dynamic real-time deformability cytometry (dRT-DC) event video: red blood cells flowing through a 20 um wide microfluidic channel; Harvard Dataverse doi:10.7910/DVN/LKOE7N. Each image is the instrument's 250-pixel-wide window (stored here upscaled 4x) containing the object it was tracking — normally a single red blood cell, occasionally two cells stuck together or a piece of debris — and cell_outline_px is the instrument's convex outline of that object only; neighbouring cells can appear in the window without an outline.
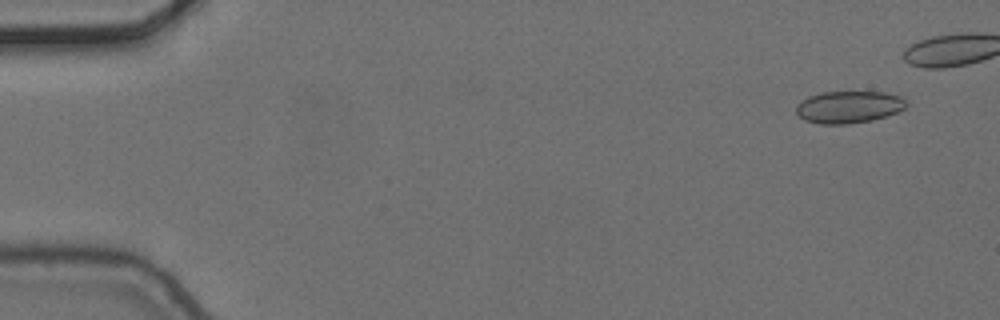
{"species": "common noctule bat (a hibernating species)", "species_latin": "Nyctalus noctula", "temperature_condition": "cold", "stored_images_in_passage": 3, "camera_frame_rate_fps": 3000, "um_per_image_px": 0.085, "animal": {"sex": "female", "body_mass_g": 24.6, "forearm_length_mm": 56.2}, "frame": {"image": 1, "passage_image": 1, "time_ms": 0.0, "image_size_px": [1000, 320], "cell_outline_px": [[904, 108], [896, 112], [872, 120], [848, 124], [820, 124], [804, 120], [796, 112], [796, 104], [808, 96], [820, 92], [884, 92], [900, 96], [904, 100]], "centroid_in_image_um": [72.08, 9.09], "position_along_channel_um": 12.9, "area_um2": 20.46}}